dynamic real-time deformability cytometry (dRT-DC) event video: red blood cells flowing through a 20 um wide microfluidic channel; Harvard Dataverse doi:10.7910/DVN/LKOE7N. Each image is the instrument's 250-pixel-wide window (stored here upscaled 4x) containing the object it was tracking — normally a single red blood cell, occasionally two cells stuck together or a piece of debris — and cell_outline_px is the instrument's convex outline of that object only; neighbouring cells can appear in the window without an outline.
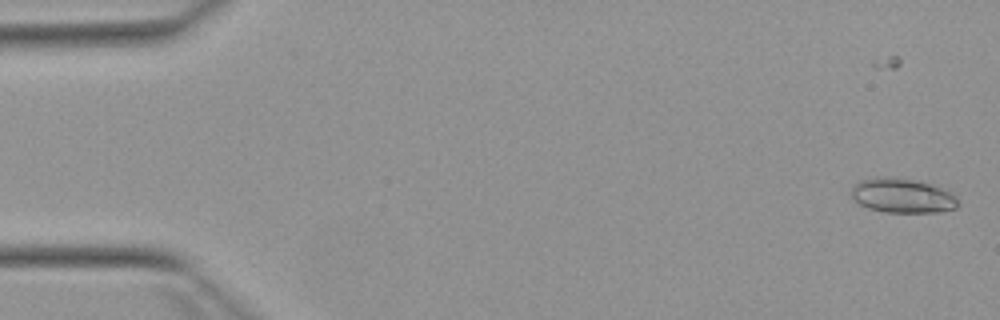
{"species": "Egyptian fruit bat (a non-hibernating species)", "species_latin": "Rousettus aegyptiacus", "temperature_condition": "warm", "stored_images_in_passage": 14, "camera_frame_rate_fps": 3000, "um_per_image_px": 0.085, "animal": {"sex": "female"}, "frame": {"image": 1, "passage_image": 4, "time_ms": 1.0, "image_size_px": [1000, 320], "cell_outline_px": [[956, 208], [940, 212], [884, 212], [868, 208], [860, 204], [852, 196], [852, 188], [856, 184], [864, 180], [912, 180], [928, 184], [940, 188], [956, 196]], "centroid_in_image_um": [76.74, 16.7], "position_along_channel_um": 8.3, "area_um2": 20.11}}